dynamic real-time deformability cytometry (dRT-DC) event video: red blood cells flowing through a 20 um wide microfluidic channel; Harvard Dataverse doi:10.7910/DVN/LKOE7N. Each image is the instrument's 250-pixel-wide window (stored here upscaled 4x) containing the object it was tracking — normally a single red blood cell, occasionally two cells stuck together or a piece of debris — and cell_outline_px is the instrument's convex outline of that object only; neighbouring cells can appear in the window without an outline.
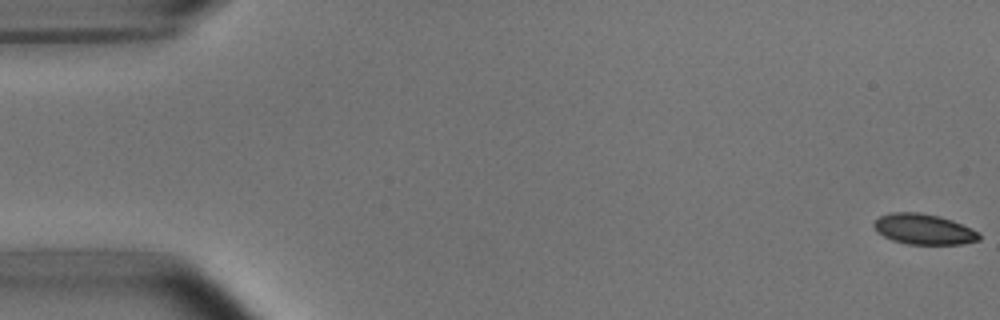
{"species": "common noctule bat (a hibernating species)", "species_latin": "Nyctalus noctula", "temperature_condition": "room temperature", "stored_images_in_passage": 54, "camera_frame_rate_fps": 3000, "um_per_image_px": 0.085, "animal": {"sex": "male", "body_mass_g": 15.6}, "frame": {"image": 1, "passage_image": 1, "time_ms": 0.0, "image_size_px": [1000, 320], "cell_outline_px": [[980, 240], [964, 244], [908, 244], [892, 240], [876, 232], [872, 224], [880, 216], [892, 212], [920, 212], [940, 216], [952, 220], [972, 228], [980, 232]], "centroid_in_image_um": [78.53, 19.48], "position_along_channel_um": 6.5, "area_um2": 18.9}}
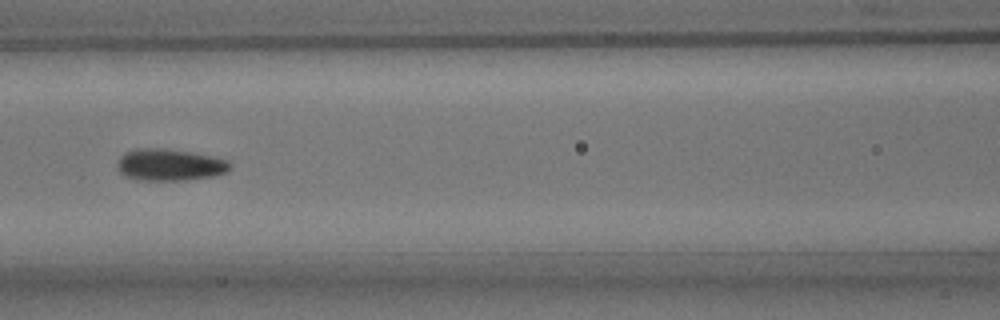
{"frame": {"image": 2, "passage_image": 24, "time_ms": 7.667, "image_size_px": [1000, 320], "cell_outline_px": [[232, 168], [228, 172], [216, 176], [184, 180], [136, 180], [124, 176], [116, 168], [120, 156], [124, 152], [136, 148], [160, 148], [188, 152], [212, 156], [228, 160], [232, 164]], "centroid_in_image_um": [14.43, 14.02], "position_along_channel_um": 152.2, "area_um2": 21.15}}
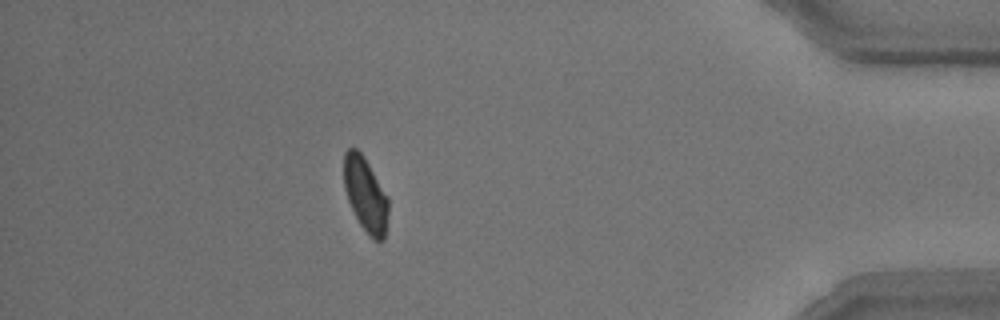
{"frame": {"image": 3, "passage_image": 48, "time_ms": 15.667, "image_size_px": [1000, 320], "cell_outline_px": [[388, 212], [384, 240], [372, 240], [368, 236], [360, 224], [348, 200], [344, 188], [344, 152], [348, 148], [356, 148], [364, 156], [388, 196]], "centroid_in_image_um": [31.07, 16.53], "position_along_channel_um": 404.1, "area_um2": 19.31}, "authors_computed_cell_mechanics": {"area_um2": 19.8254, "velocity_mm_per_s": 3.7316, "shape_relaxation_time_tau1_ms": 3.3818, "shape_relaxation_time_tau2_ms": 1.1045, "deformation_change_tau1": 0.0944, "deformation_change_tau2": 0.0597}}